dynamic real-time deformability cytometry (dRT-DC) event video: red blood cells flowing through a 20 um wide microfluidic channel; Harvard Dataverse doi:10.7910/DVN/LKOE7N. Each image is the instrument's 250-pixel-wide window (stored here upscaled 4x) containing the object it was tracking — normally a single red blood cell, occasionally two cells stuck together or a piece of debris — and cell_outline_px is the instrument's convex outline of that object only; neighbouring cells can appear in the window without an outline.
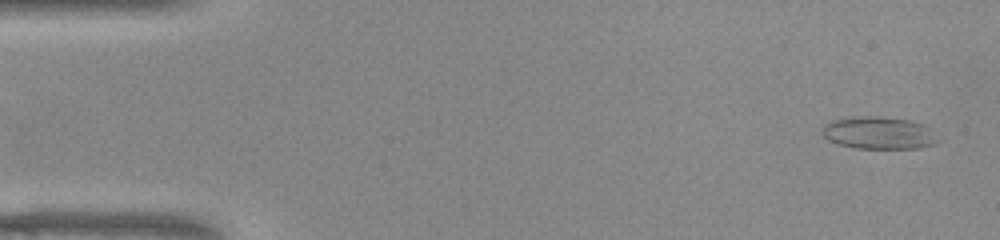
{"species": "common noctule bat (a hibernating species)", "species_latin": "Nyctalus noctula", "temperature_condition": "warm", "stored_images_in_passage": 51, "camera_frame_rate_fps": 3000, "um_per_image_px": 0.085, "animal": {"sex": "female", "body_mass_g": 22.0, "forearm_length_mm": 56.7}, "frame": {"image": 1, "passage_image": 2, "time_ms": 0.333, "image_size_px": [1000, 240], "cell_outline_px": [[936, 144], [920, 148], [856, 148], [840, 144], [828, 140], [820, 132], [820, 128], [824, 124], [832, 120], [860, 116], [880, 116], [908, 120], [924, 124], [928, 128], [936, 140]], "centroid_in_image_um": [74.63, 11.29], "position_along_channel_um": 10.4, "area_um2": 21.68}}
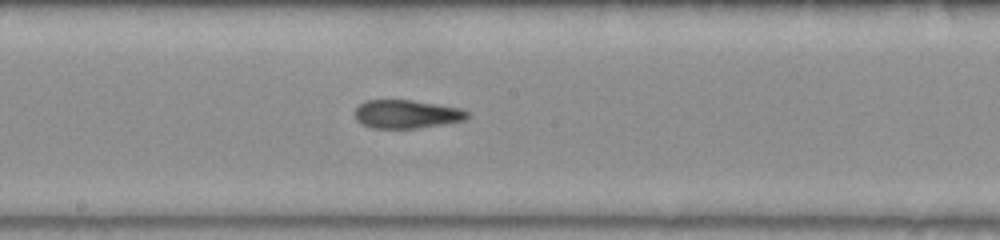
{"frame": {"image": 2, "passage_image": 27, "time_ms": 8.667, "image_size_px": [1000, 240], "cell_outline_px": [[468, 116], [464, 120], [444, 124], [416, 128], [372, 128], [356, 120], [352, 112], [360, 104], [368, 100], [412, 100], [460, 108], [468, 112]], "centroid_in_image_um": [34.52, 9.7], "position_along_channel_um": 213.7, "area_um2": 18.55}}
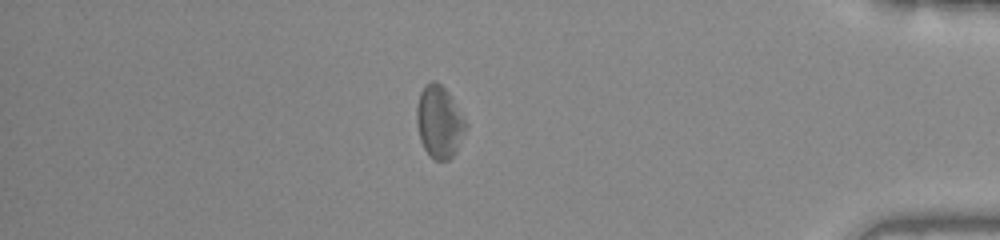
{"frame": {"image": 3, "passage_image": 44, "time_ms": 14.333, "image_size_px": [1000, 240], "cell_outline_px": [[468, 124], [456, 152], [448, 160], [436, 160], [424, 148], [420, 140], [416, 124], [416, 108], [420, 92], [424, 84], [432, 80], [440, 84], [452, 96]], "centroid_in_image_um": [37.34, 10.33], "position_along_channel_um": 397.9, "area_um2": 20.75}, "authors_computed_cell_mechanics": {"area_um2": 20.4034, "velocity_mm_per_s": 3.9271, "shape_relaxation_time_tau1_ms": null, "shape_relaxation_time_tau2_ms": 3.2859, "deformation_change_tau1": null, "deformation_change_tau2": 0.1263}}